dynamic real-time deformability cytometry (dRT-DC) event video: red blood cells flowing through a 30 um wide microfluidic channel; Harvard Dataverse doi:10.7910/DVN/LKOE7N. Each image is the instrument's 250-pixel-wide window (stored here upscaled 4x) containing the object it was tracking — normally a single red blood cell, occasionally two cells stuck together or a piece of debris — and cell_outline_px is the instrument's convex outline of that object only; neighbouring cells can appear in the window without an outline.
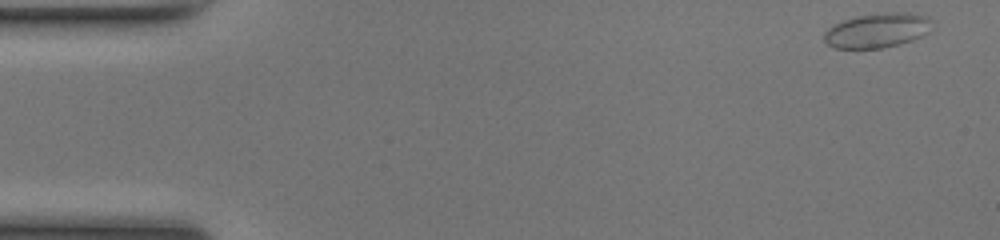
{"species": "common noctule bat (a hibernating species)", "species_latin": "Nyctalus noctula", "temperature_condition": "room temperature", "stored_images_in_passage": 49, "camera_frame_rate_fps": 3000, "um_per_image_px": 0.085, "animal": {"sex": "female", "body_mass_g": 17.0, "forearm_length_mm": 48.0}, "frame": {"image": 1, "passage_image": 1, "time_ms": 0.0, "image_size_px": [1000, 240], "cell_outline_px": [[936, 28], [912, 40], [900, 44], [880, 48], [836, 48], [828, 44], [824, 40], [824, 32], [828, 28], [844, 20], [856, 16], [884, 12], [908, 12], [928, 16], [936, 20]], "centroid_in_image_um": [74.68, 2.56], "position_along_channel_um": 10.3, "area_um2": 22.14}}
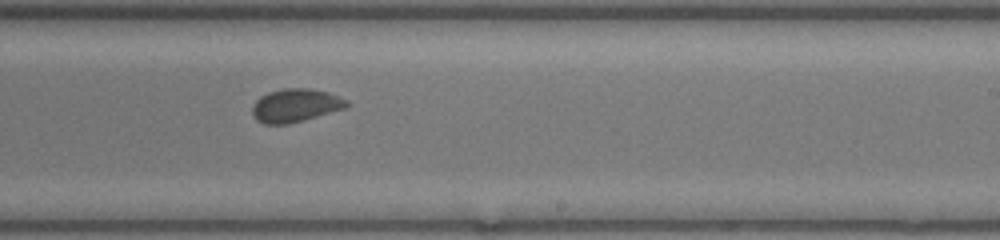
{"frame": {"image": 2, "passage_image": 29, "time_ms": 9.333, "image_size_px": [1000, 240], "cell_outline_px": [[352, 104], [344, 108], [304, 120], [288, 124], [264, 124], [256, 120], [252, 116], [252, 104], [260, 96], [268, 92], [284, 88], [308, 88], [328, 92], [348, 100]], "centroid_in_image_um": [25.09, 8.96], "position_along_channel_um": 263.9, "area_um2": 18.44}}
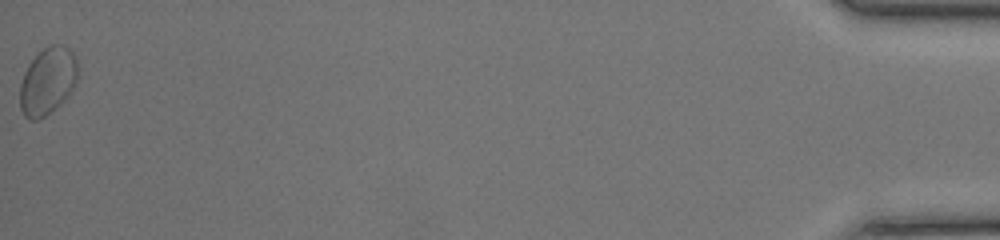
{"frame": {"image": 3, "passage_image": 49, "time_ms": 16.0, "image_size_px": [1000, 240], "cell_outline_px": [[76, 80], [68, 96], [60, 104], [44, 116], [36, 120], [28, 120], [24, 116], [20, 108], [20, 84], [24, 72], [28, 64], [48, 44], [60, 44], [68, 48], [72, 52], [76, 60]], "centroid_in_image_um": [4.02, 6.9], "position_along_channel_um": 431.2, "area_um2": 22.43}, "authors_computed_cell_mechanics": {"area_um2": 18.4382, "velocity_mm_per_s": 4.1312, "shape_relaxation_time_tau1_ms": 2.5174, "shape_relaxation_time_tau2_ms": 0.6953, "deformation_change_tau1": 0.0682, "deformation_change_tau2": 0.0511}}